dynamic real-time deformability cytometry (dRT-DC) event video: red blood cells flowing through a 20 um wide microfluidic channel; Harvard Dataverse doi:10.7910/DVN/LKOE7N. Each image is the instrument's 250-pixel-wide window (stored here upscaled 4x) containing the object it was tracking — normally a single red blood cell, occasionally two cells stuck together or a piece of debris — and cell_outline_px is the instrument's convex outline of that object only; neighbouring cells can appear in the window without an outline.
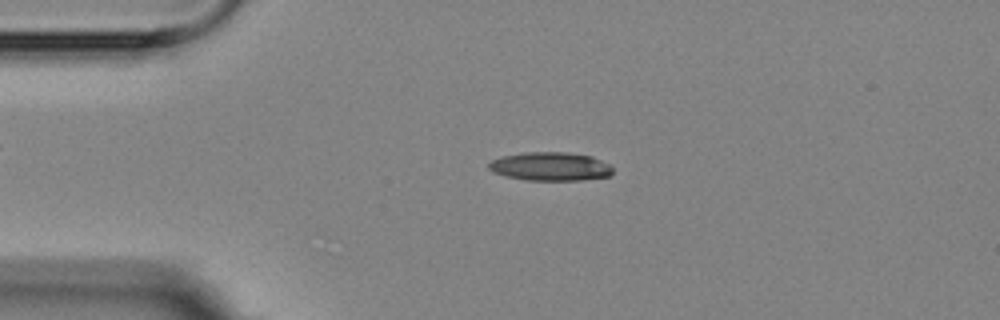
{"species": "Egyptian fruit bat (a non-hibernating species)", "species_latin": "Rousettus aegyptiacus", "temperature_condition": "room temperature", "stored_images_in_passage": 5, "camera_frame_rate_fps": 3000, "um_per_image_px": 0.085, "animal": {"sex": "female"}, "frame": {"image": 1, "passage_image": 3, "time_ms": 2.333, "image_size_px": [1000, 320], "cell_outline_px": [[612, 172], [608, 176], [580, 180], [528, 180], [508, 176], [492, 172], [488, 168], [488, 164], [492, 160], [500, 156], [524, 152], [568, 152], [592, 156], [608, 164], [612, 168]], "centroid_in_image_um": [46.75, 14.14], "position_along_channel_um": 38.2, "area_um2": 20.58}}